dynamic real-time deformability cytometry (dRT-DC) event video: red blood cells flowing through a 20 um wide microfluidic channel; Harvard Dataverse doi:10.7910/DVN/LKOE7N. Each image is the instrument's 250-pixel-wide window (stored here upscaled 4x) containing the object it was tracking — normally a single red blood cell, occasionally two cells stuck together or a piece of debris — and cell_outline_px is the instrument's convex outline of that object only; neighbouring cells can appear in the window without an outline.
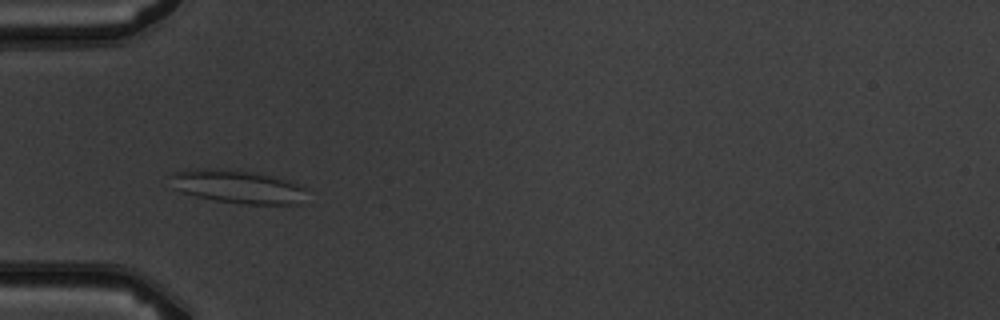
{"species": "common noctule bat (a hibernating species)", "species_latin": "Nyctalus noctula", "temperature_condition": "warm", "stored_images_in_passage": 4, "camera_frame_rate_fps": 3000, "um_per_image_px": 0.085, "animal": {"sex": "male", "body_mass_g": 19.5, "forearm_length_mm": 54.6}, "frame": {"image": 1, "passage_image": 1, "time_ms": 0.0, "image_size_px": [1000, 320], "cell_outline_px": [[304, 188], [300, 204], [240, 204], [216, 200], [196, 196], [180, 192], [176, 188], [172, 176], [176, 172], [196, 168], [208, 168], [244, 172], [292, 180], [300, 184]], "centroid_in_image_um": [20.22, 15.88], "position_along_channel_um": 64.8, "area_um2": 25.61}}
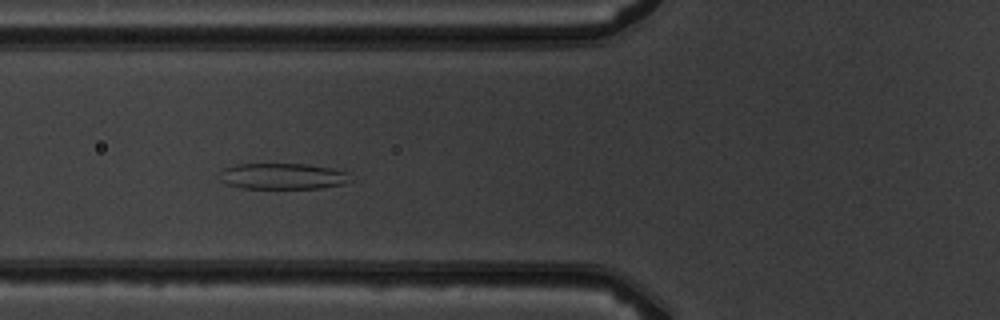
{"frame": {"image": 2, "passage_image": 2, "time_ms": 1.0, "image_size_px": [1000, 320], "cell_outline_px": [[352, 180], [344, 184], [320, 188], [240, 188], [224, 184], [220, 180], [220, 172], [224, 168], [236, 164], [308, 164], [332, 168], [348, 172]], "centroid_in_image_um": [24.03, 14.98], "position_along_channel_um": 101.8, "area_um2": 20.06}}
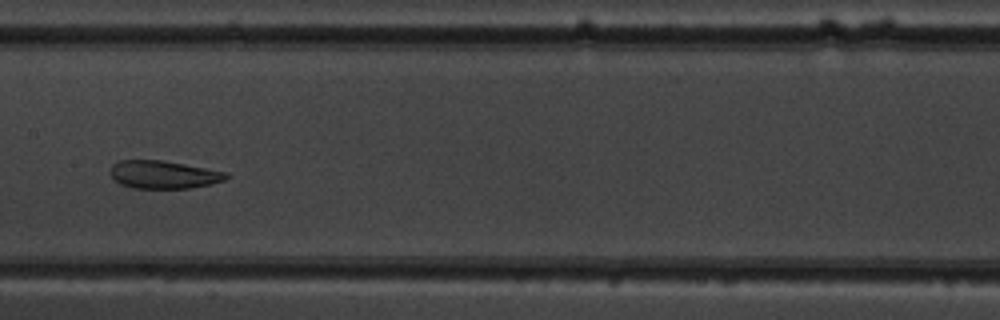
{"frame": {"image": 3, "passage_image": 4, "time_ms": 3.333, "image_size_px": [1000, 320], "cell_outline_px": [[228, 176], [224, 180], [212, 184], [188, 188], [132, 188], [120, 184], [112, 180], [112, 164], [120, 160], [160, 160], [184, 164], [228, 172]], "centroid_in_image_um": [13.89, 14.84], "position_along_channel_um": 193.5, "area_um2": 18.79}}